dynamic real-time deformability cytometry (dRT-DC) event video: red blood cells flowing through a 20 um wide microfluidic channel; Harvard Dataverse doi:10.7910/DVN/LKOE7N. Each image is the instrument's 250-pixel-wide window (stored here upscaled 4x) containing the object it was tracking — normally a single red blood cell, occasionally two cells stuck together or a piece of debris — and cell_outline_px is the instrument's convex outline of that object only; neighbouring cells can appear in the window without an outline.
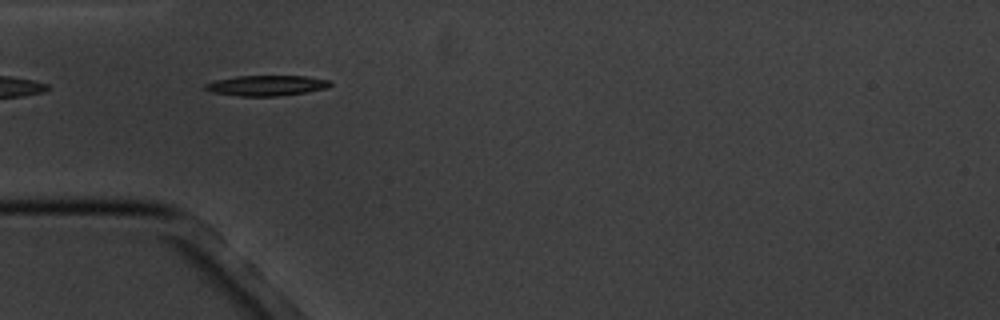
{"species": "common noctule bat (a hibernating species)", "species_latin": "Nyctalus noctula", "temperature_condition": "cold", "stored_images_in_passage": 6, "segment_of_instrument_passage": [2, 2], "camera_frame_rate_fps": 3000, "um_per_image_px": 0.085, "animal": {"sex": "male", "body_mass_g": 20.1, "forearm_length_mm": 53.5}, "frame": {"image": 1, "passage_image": 5, "time_ms": 4.667, "image_size_px": [1000, 320], "cell_outline_px": [[332, 84], [328, 88], [304, 92], [276, 96], [240, 96], [212, 92], [204, 88], [204, 84], [216, 80], [236, 76], [308, 76], [328, 80]], "centroid_in_image_um": [22.65, 7.26], "position_along_channel_um": 62.4, "area_um2": 14.74}}
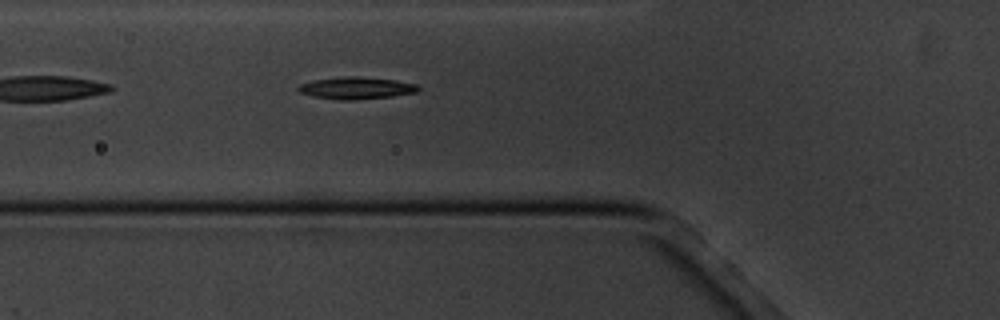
{"frame": {"image": 2, "passage_image": 6, "time_ms": 5.667, "image_size_px": [1000, 320], "cell_outline_px": [[420, 88], [416, 92], [392, 96], [352, 100], [344, 100], [312, 96], [300, 92], [296, 88], [300, 84], [312, 80], [340, 76], [356, 76], [396, 80], [416, 84]], "centroid_in_image_um": [30.25, 7.47], "position_along_channel_um": 95.5, "area_um2": 15.37}}